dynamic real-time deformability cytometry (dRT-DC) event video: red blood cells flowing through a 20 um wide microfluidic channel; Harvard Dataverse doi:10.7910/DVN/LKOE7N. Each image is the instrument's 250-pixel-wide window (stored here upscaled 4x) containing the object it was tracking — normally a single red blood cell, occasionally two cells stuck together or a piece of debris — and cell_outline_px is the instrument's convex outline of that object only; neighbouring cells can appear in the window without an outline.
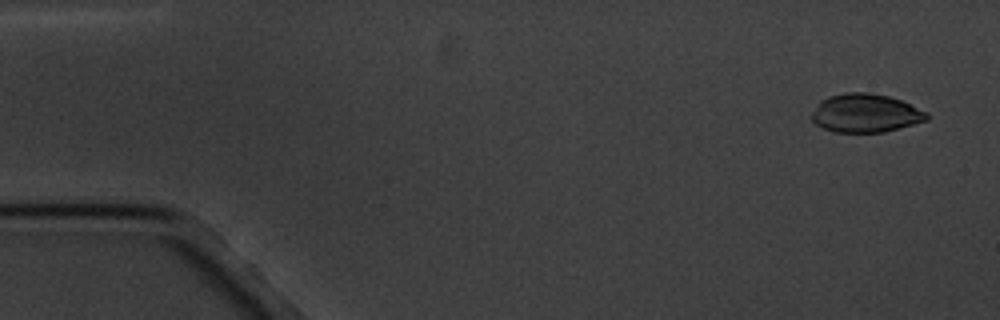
{"species": "common noctule bat (a hibernating species)", "species_latin": "Nyctalus noctula", "temperature_condition": "cold", "stored_images_in_passage": 4, "camera_frame_rate_fps": 3000, "um_per_image_px": 0.085, "animal": {"sex": "male", "body_mass_g": 20.1, "forearm_length_mm": 53.5}, "frame": {"image": 1, "passage_image": 1, "time_ms": 0.0, "image_size_px": [1000, 320], "cell_outline_px": [[928, 120], [884, 132], [836, 132], [824, 128], [816, 124], [812, 120], [812, 112], [816, 104], [820, 100], [828, 96], [844, 92], [868, 92], [888, 96], [900, 100], [928, 112]], "centroid_in_image_um": [73.55, 9.6], "position_along_channel_um": 11.5, "area_um2": 25.84}}
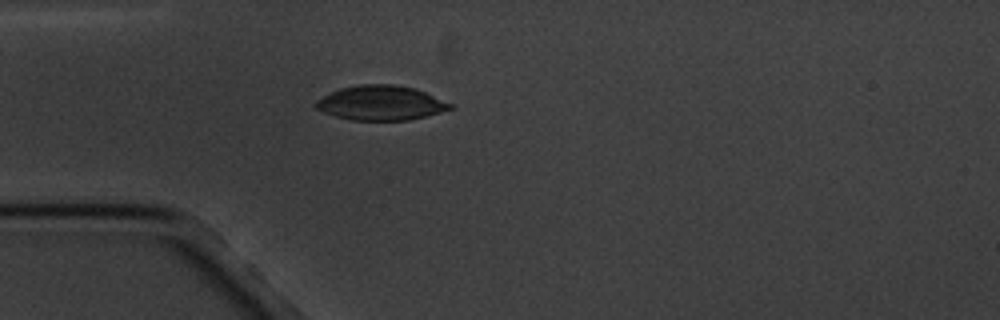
{"frame": {"image": 2, "passage_image": 4, "time_ms": 4.333, "image_size_px": [1000, 320], "cell_outline_px": [[456, 108], [408, 120], [352, 120], [336, 116], [324, 112], [316, 108], [312, 104], [324, 96], [340, 88], [360, 84], [396, 84], [416, 88], [456, 104]], "centroid_in_image_um": [32.44, 8.74], "position_along_channel_um": 52.6, "area_um2": 27.28}}